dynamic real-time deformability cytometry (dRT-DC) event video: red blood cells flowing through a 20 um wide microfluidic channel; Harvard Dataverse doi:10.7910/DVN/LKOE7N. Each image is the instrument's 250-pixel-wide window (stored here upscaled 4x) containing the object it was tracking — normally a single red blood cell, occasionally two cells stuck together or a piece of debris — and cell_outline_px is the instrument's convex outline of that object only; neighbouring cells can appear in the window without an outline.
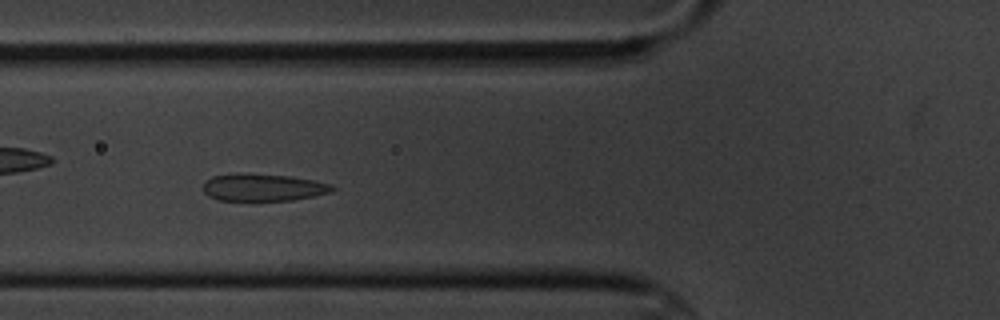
{"species": "common noctule bat (a hibernating species)", "species_latin": "Nyctalus noctula", "temperature_condition": "cold", "stored_images_in_passage": 5, "camera_frame_rate_fps": 3000, "um_per_image_px": 0.085, "animal": {"sex": "male", "body_mass_g": 20.1, "forearm_length_mm": 53.5}, "frame": {"image": 1, "passage_image": 4, "time_ms": 4.667, "image_size_px": [1000, 320], "cell_outline_px": [[336, 188], [332, 192], [292, 200], [220, 200], [208, 196], [204, 192], [204, 184], [212, 176], [236, 172], [244, 172], [292, 176], [316, 180], [332, 184]], "centroid_in_image_um": [22.39, 15.9], "position_along_channel_um": 103.4, "area_um2": 20.81}}